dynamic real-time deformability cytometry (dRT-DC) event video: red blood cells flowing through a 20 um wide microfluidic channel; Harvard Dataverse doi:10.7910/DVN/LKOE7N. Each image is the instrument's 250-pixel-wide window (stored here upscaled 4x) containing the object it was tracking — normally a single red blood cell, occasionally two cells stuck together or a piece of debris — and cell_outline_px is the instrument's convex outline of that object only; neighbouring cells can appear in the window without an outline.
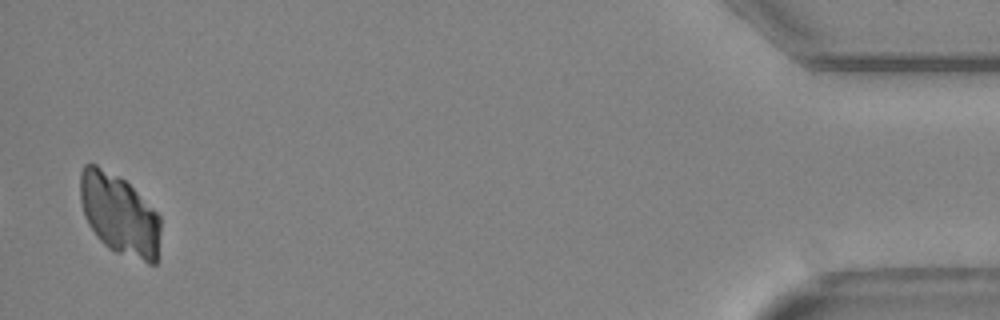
{"species": "Egyptian fruit bat (a non-hibernating species)", "species_latin": "Rousettus aegyptiacus", "temperature_condition": "cold", "stored_images_in_passage": 39, "camera_frame_rate_fps": 3000, "um_per_image_px": 0.085, "animal": {"sex": "female"}, "frame": {"image": 1, "passage_image": 38, "time_ms": 12.333, "image_size_px": [1000, 320], "cell_outline_px": [[160, 232], [156, 264], [148, 264], [116, 252], [108, 248], [96, 236], [88, 224], [84, 216], [80, 200], [80, 172], [84, 164], [96, 164], [120, 176], [160, 216]], "centroid_in_image_um": [10.12, 18.24], "position_along_channel_um": 425.1, "area_um2": 37.97}}